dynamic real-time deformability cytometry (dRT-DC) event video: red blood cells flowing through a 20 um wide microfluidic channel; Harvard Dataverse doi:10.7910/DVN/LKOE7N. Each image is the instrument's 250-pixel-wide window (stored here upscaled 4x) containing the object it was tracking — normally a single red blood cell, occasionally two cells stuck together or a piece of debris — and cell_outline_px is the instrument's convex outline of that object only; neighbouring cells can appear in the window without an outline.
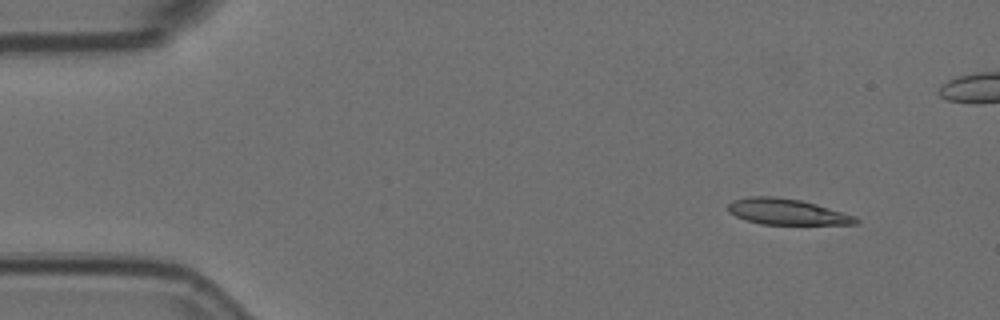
{"species": "Egyptian fruit bat (a non-hibernating species)", "species_latin": "Rousettus aegyptiacus", "temperature_condition": "room temperature", "stored_images_in_passage": 5, "camera_frame_rate_fps": 3000, "um_per_image_px": 0.085, "animal": {"sex": "female"}, "frame": {"image": 1, "passage_image": 1, "time_ms": 0.0, "image_size_px": [1000, 320], "cell_outline_px": [[860, 220], [856, 224], [760, 224], [744, 220], [728, 212], [728, 204], [732, 200], [752, 196], [772, 196], [800, 200], [816, 204], [856, 216]], "centroid_in_image_um": [66.86, 18.0], "position_along_channel_um": 18.1, "area_um2": 19.25}}